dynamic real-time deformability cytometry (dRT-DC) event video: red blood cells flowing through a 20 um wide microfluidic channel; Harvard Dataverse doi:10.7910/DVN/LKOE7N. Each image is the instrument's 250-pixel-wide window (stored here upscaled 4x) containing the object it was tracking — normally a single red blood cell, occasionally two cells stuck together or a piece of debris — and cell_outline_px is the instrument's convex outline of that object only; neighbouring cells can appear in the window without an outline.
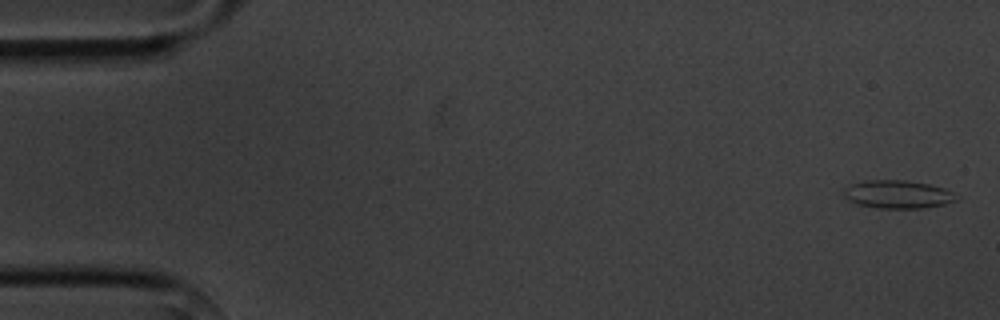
{"species": "common noctule bat (a hibernating species)", "species_latin": "Nyctalus noctula", "temperature_condition": "cold", "stored_images_in_passage": 5, "segment_of_instrument_passage": [2, 2], "camera_frame_rate_fps": 3000, "um_per_image_px": 0.085, "animal": {"sex": "male", "body_mass_g": 20.1, "forearm_length_mm": 53.5}, "frame": {"image": 1, "passage_image": 5, "time_ms": 5.667, "image_size_px": [1000, 320], "cell_outline_px": [[960, 196], [956, 200], [944, 204], [920, 208], [876, 208], [856, 204], [844, 196], [844, 188], [848, 184], [864, 180], [904, 180], [928, 184], [944, 188]], "centroid_in_image_um": [76.28, 16.51], "position_along_channel_um": 8.7, "area_um2": 18.5}}